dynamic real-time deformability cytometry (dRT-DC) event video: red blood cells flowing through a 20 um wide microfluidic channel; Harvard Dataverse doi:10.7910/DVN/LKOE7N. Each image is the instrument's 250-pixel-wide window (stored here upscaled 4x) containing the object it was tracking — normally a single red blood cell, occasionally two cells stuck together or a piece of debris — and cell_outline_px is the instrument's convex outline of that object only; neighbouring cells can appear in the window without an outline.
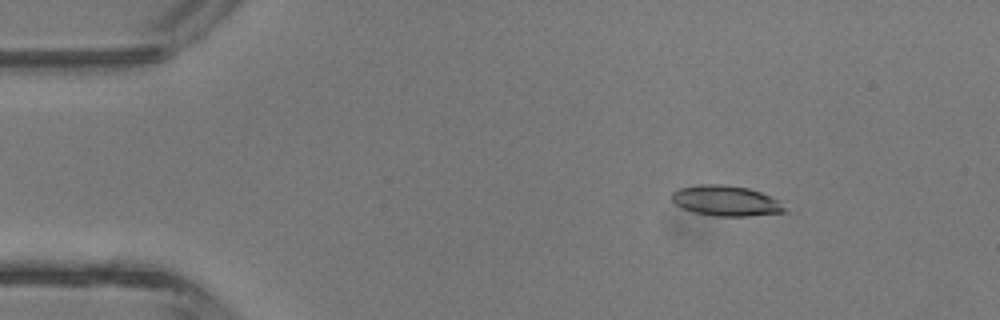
{"species": "common noctule bat (a hibernating species)", "species_latin": "Nyctalus noctula", "temperature_condition": "room temperature", "stored_images_in_passage": 3, "camera_frame_rate_fps": 3000, "um_per_image_px": 0.085, "animal": {"sex": "male", "body_mass_g": 13.3}, "frame": {"image": 1, "passage_image": 2, "time_ms": 1.333, "image_size_px": [1000, 320], "cell_outline_px": [[788, 212], [748, 216], [716, 216], [692, 212], [680, 208], [672, 200], [672, 192], [680, 188], [700, 184], [724, 184], [748, 188], [772, 196], [780, 200], [788, 208]], "centroid_in_image_um": [61.75, 17.07], "position_along_channel_um": 23.2, "area_um2": 20.35}}